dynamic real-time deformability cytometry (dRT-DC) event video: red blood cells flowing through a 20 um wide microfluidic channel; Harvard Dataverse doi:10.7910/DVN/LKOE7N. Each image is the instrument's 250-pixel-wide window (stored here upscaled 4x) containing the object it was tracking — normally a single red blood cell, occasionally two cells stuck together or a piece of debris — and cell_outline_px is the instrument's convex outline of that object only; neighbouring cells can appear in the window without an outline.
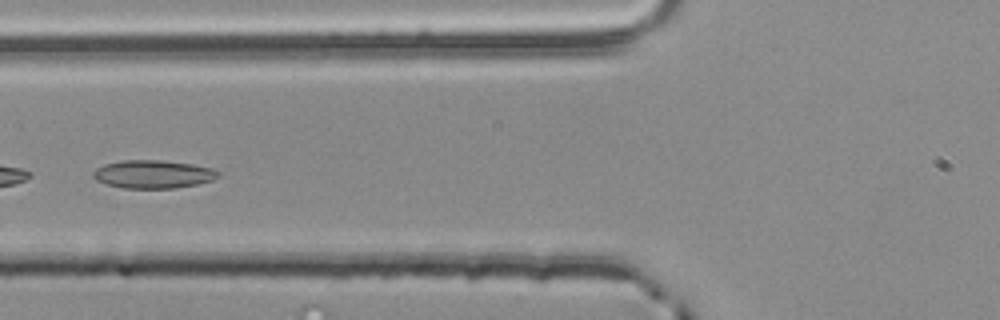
{"species": "common noctule bat (a hibernating species)", "species_latin": "Nyctalus noctula", "temperature_condition": "room temperature", "stored_images_in_passage": 27, "segment_of_instrument_passage": [2, 2], "camera_frame_rate_fps": 3000, "um_per_image_px": 0.085, "animal": {"sex": "male", "body_mass_g": 20.4}, "frame": {"image": 1, "passage_image": 22, "time_ms": 7.0, "image_size_px": [1000, 320], "cell_outline_px": [[220, 176], [212, 180], [196, 184], [176, 188], [124, 188], [108, 184], [96, 180], [92, 176], [92, 172], [96, 168], [104, 164], [124, 160], [164, 160], [192, 164], [212, 168], [220, 172]], "centroid_in_image_um": [13.02, 14.8], "position_along_channel_um": 112.8, "area_um2": 20.52}}
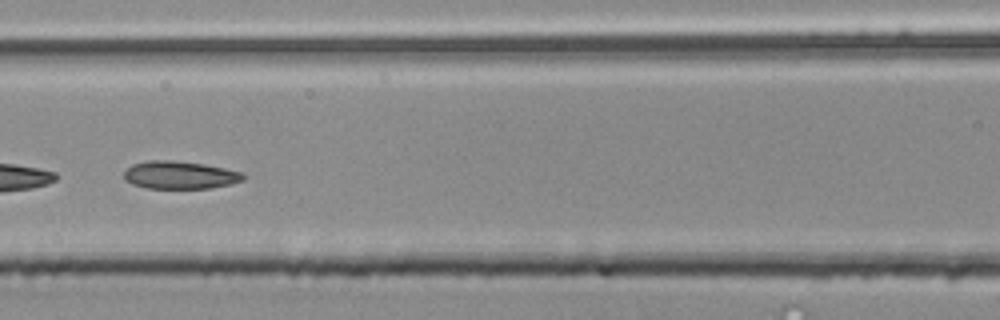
{"frame": {"image": 2, "passage_image": 25, "time_ms": 8.0, "image_size_px": [1000, 320], "cell_outline_px": [[244, 180], [232, 184], [212, 188], [148, 188], [132, 184], [124, 180], [124, 172], [132, 164], [148, 160], [172, 160], [204, 164], [224, 168], [240, 172], [244, 176]], "centroid_in_image_um": [15.27, 14.88], "position_along_channel_um": 151.3, "area_um2": 19.31}}